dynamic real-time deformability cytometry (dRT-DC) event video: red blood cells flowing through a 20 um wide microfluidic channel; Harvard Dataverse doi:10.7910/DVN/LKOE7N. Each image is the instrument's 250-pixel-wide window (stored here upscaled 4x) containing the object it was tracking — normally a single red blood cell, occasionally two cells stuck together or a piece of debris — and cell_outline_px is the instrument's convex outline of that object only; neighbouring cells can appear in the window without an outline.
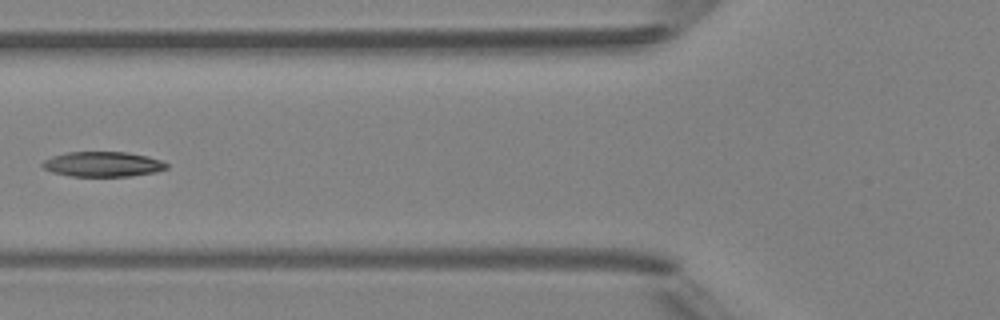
{"species": "Egyptian fruit bat (a non-hibernating species)", "species_latin": "Rousettus aegyptiacus", "temperature_condition": "room temperature", "stored_images_in_passage": 5, "camera_frame_rate_fps": 3000, "um_per_image_px": 0.085, "animal": {"sex": "female"}, "frame": {"image": 1, "passage_image": 5, "time_ms": 5.333, "image_size_px": [1000, 320], "cell_outline_px": [[168, 168], [156, 172], [132, 176], [72, 176], [52, 172], [44, 168], [40, 164], [44, 160], [52, 156], [68, 152], [124, 152], [148, 156], [160, 160], [168, 164]], "centroid_in_image_um": [8.74, 13.96], "position_along_channel_um": 117.1, "area_um2": 18.09}}